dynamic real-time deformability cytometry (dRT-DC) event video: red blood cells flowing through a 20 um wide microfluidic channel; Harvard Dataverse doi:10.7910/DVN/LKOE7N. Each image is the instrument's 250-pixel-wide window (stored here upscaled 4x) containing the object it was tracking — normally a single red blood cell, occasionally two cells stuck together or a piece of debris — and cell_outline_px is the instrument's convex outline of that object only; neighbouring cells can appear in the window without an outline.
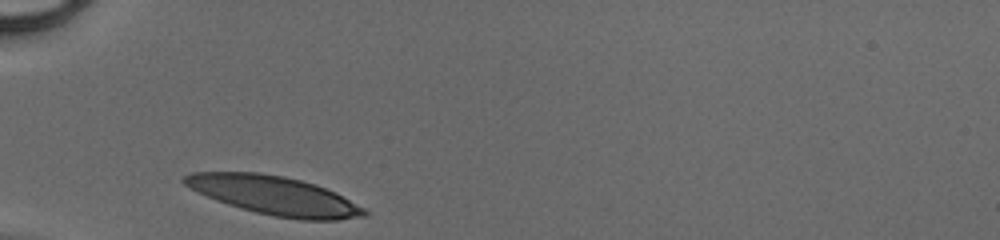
{"species": "human", "species_latin": "Homo sapiens", "temperature_condition": "cold", "stored_images_in_passage": 25, "camera_frame_rate_fps": 3000, "um_per_image_px": 0.085, "donor": {"sex": "male"}, "frame": {"image": 1, "passage_image": 1, "time_ms": 0.0, "image_size_px": [1000, 240], "cell_outline_px": [[368, 212], [364, 216], [340, 220], [300, 220], [272, 216], [240, 208], [216, 200], [184, 184], [180, 180], [184, 176], [192, 172], [260, 172], [284, 176], [300, 180], [336, 192], [364, 208]], "centroid_in_image_um": [23.32, 16.62], "position_along_channel_um": 61.7, "area_um2": 40.34}}
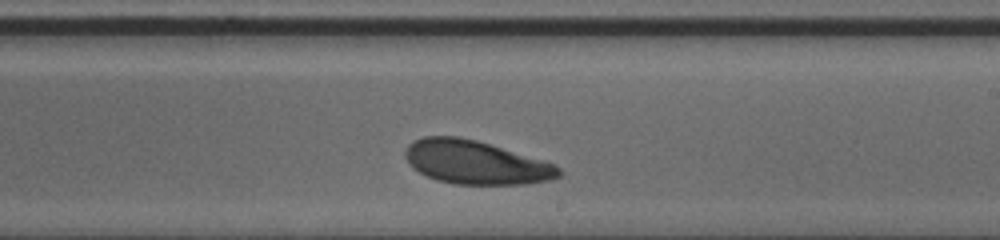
{"frame": {"image": 2, "passage_image": 15, "time_ms": 4.667, "image_size_px": [1000, 240], "cell_outline_px": [[560, 176], [552, 180], [528, 184], [452, 184], [436, 180], [412, 168], [404, 156], [404, 152], [408, 144], [424, 136], [456, 136], [476, 140], [556, 164], [560, 168]], "centroid_in_image_um": [40.43, 13.81], "position_along_channel_um": 248.6, "area_um2": 38.96}}
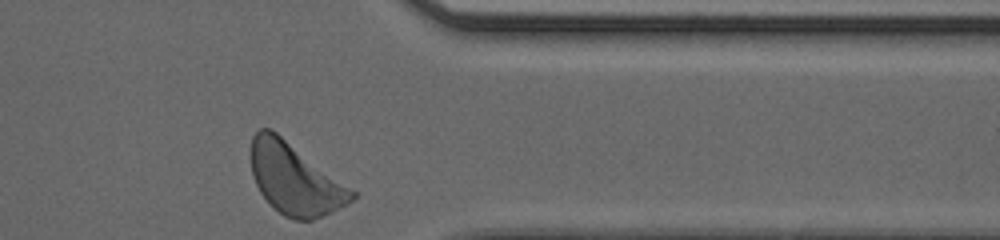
{"frame": {"image": 3, "passage_image": 25, "time_ms": 8.0, "image_size_px": [1000, 240], "cell_outline_px": [[356, 196], [352, 200], [332, 212], [312, 220], [292, 220], [284, 216], [268, 204], [260, 192], [256, 184], [252, 172], [248, 156], [252, 136], [260, 128], [272, 128], [356, 192]], "centroid_in_image_um": [25.0, 15.19], "position_along_channel_um": 386.4, "area_um2": 42.08}}